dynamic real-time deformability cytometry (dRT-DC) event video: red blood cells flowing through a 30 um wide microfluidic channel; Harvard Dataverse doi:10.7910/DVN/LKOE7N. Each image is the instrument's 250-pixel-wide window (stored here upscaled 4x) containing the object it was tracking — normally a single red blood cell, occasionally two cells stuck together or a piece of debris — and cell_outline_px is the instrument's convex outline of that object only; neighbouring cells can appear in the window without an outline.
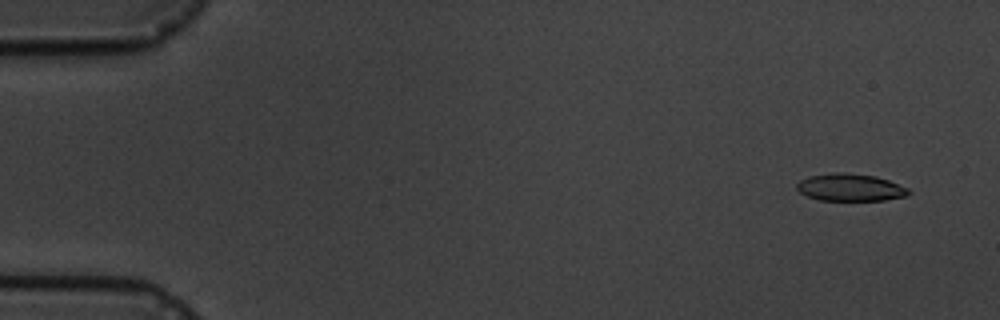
{"species": "common noctule bat (a hibernating species)", "species_latin": "Nyctalus noctula", "temperature_condition": "cold", "stored_images_in_passage": 7, "camera_frame_rate_fps": 3000, "um_per_image_px": 0.085, "animal": {"sex": "male", "body_mass_g": 19.5, "forearm_length_mm": 54.6}, "frame": {"image": 1, "passage_image": 2, "time_ms": 1.0, "image_size_px": [1000, 320], "cell_outline_px": [[912, 192], [908, 196], [884, 200], [820, 200], [808, 196], [800, 192], [796, 188], [796, 184], [800, 180], [808, 176], [832, 172], [844, 172], [876, 176], [888, 180], [908, 188]], "centroid_in_image_um": [72.28, 15.92], "position_along_channel_um": 12.7, "area_um2": 17.92}}
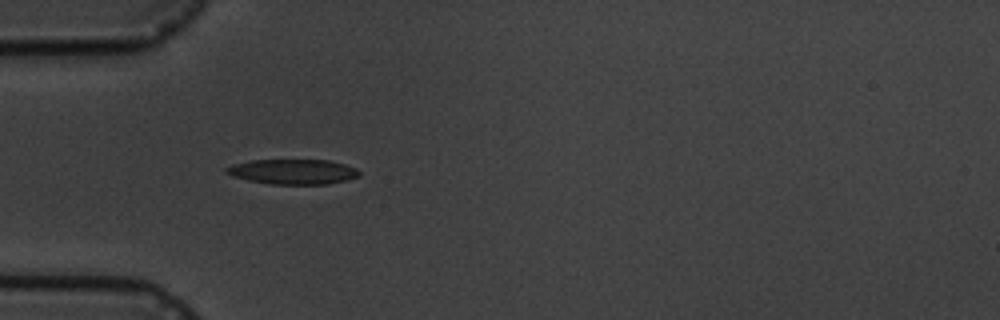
{"frame": {"image": 2, "passage_image": 6, "time_ms": 5.667, "image_size_px": [1000, 320], "cell_outline_px": [[360, 176], [348, 180], [328, 184], [272, 184], [248, 180], [232, 176], [224, 172], [224, 168], [232, 164], [252, 160], [328, 160], [344, 164], [356, 168], [360, 172]], "centroid_in_image_um": [24.89, 14.59], "position_along_channel_um": 60.1, "area_um2": 19.48}}
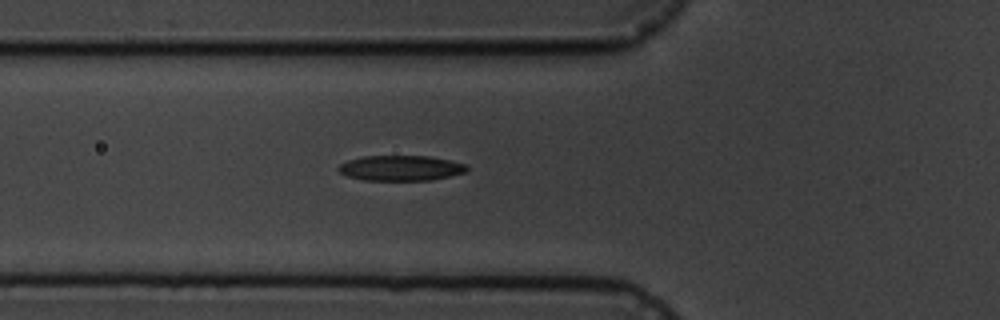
{"frame": {"image": 3, "passage_image": 7, "time_ms": 6.667, "image_size_px": [1000, 320], "cell_outline_px": [[468, 168], [464, 172], [432, 180], [364, 180], [348, 176], [340, 172], [336, 168], [340, 164], [348, 160], [364, 156], [428, 156], [448, 160], [464, 164]], "centroid_in_image_um": [34.02, 14.28], "position_along_channel_um": 91.8, "area_um2": 18.67}}